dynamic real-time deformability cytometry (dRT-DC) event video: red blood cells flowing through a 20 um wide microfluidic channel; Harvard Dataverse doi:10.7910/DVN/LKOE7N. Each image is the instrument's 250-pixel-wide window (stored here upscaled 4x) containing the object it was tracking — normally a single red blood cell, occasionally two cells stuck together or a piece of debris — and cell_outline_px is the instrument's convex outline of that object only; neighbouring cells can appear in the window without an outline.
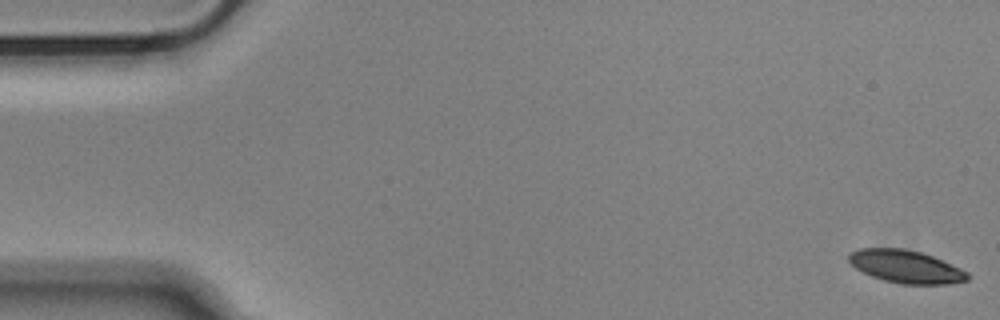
{"species": "Egyptian fruit bat (a non-hibernating species)", "species_latin": "Rousettus aegyptiacus", "temperature_condition": "cold", "stored_images_in_passage": 55, "camera_frame_rate_fps": 3000, "um_per_image_px": 0.085, "animal": {"sex": "male"}, "frame": {"image": 1, "passage_image": 1, "time_ms": 0.0, "image_size_px": [1000, 320], "cell_outline_px": [[968, 280], [948, 284], [900, 284], [884, 280], [872, 276], [856, 268], [848, 260], [848, 256], [852, 252], [860, 248], [904, 248], [920, 252], [932, 256], [960, 268], [968, 272]], "centroid_in_image_um": [77.0, 22.66], "position_along_channel_um": 8.0, "area_um2": 22.48}}
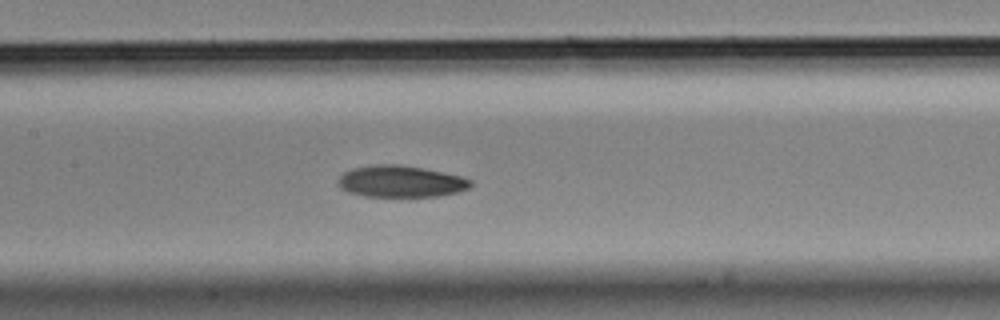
{"frame": {"image": 2, "passage_image": 26, "time_ms": 8.333, "image_size_px": [1000, 320], "cell_outline_px": [[472, 184], [468, 188], [456, 192], [436, 196], [364, 196], [348, 192], [340, 188], [336, 184], [340, 176], [344, 172], [352, 168], [376, 164], [400, 164], [424, 168], [444, 172], [460, 176], [472, 180]], "centroid_in_image_um": [34.03, 15.41], "position_along_channel_um": 173.4, "area_um2": 24.45}}
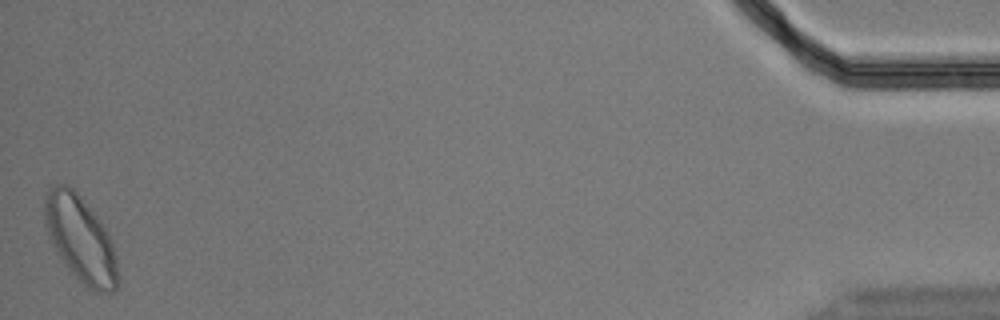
{"frame": {"image": 3, "passage_image": 55, "time_ms": 18.0, "image_size_px": [1000, 320], "cell_outline_px": [[120, 284], [116, 292], [96, 292], [88, 288], [72, 276], [56, 252], [48, 236], [44, 224], [44, 192], [56, 184], [64, 184], [72, 188], [80, 196], [100, 220], [108, 232], [116, 256]], "centroid_in_image_um": [6.84, 20.36], "position_along_channel_um": 428.4, "area_um2": 37.34}, "authors_computed_cell_mechanics": {"area_um2": 24.4494, "velocity_mm_per_s": 3.6015, "shape_relaxation_time_tau1_ms": 3.0104, "shape_relaxation_time_tau2_ms": 10.1916, "deformation_change_tau1": 0.1028, "deformation_change_tau2": 0.1557}}